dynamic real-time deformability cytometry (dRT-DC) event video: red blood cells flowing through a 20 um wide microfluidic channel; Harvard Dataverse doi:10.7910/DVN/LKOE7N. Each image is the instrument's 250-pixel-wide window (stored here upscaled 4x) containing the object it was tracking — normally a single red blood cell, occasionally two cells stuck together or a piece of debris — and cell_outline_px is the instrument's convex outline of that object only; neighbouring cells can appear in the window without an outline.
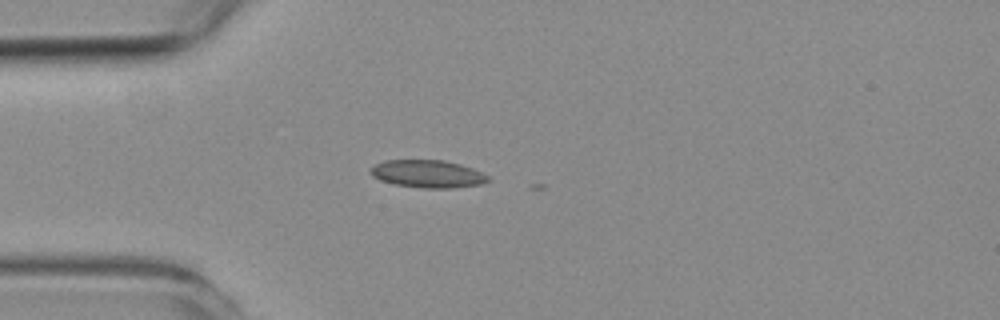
{"species": "common noctule bat (a hibernating species)", "species_latin": "Nyctalus noctula", "temperature_condition": "room temperature", "stored_images_in_passage": 3, "camera_frame_rate_fps": 3000, "um_per_image_px": 0.085, "animal": {"sex": "female", "body_mass_g": 19.3, "forearm_length_mm": 54.1}, "frame": {"image": 1, "passage_image": 1, "time_ms": 0.0, "image_size_px": [1000, 320], "cell_outline_px": [[492, 180], [480, 184], [452, 188], [424, 188], [396, 184], [380, 180], [372, 176], [368, 172], [376, 164], [384, 160], [444, 160], [460, 164], [472, 168], [488, 176]], "centroid_in_image_um": [36.35, 14.77], "position_along_channel_um": 48.6, "area_um2": 18.84}}